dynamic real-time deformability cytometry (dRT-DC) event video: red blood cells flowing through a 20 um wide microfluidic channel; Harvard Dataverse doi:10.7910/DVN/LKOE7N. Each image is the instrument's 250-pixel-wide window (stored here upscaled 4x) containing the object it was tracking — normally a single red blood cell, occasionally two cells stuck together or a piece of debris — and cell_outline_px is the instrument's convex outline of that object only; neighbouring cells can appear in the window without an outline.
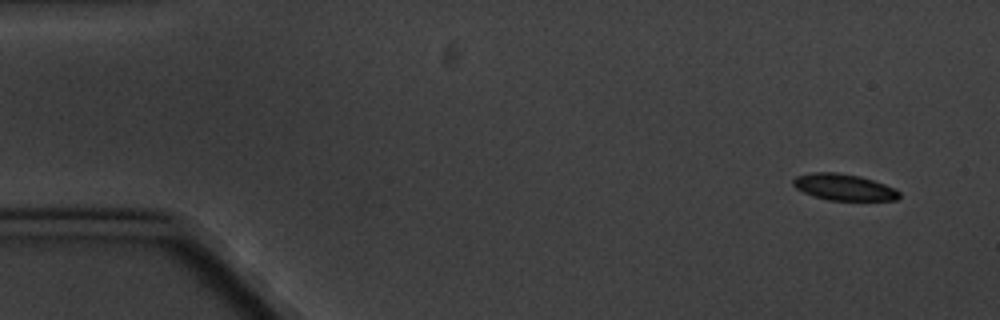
{"species": "common noctule bat (a hibernating species)", "species_latin": "Nyctalus noctula", "temperature_condition": "cold", "stored_images_in_passage": 5, "segment_of_instrument_passage": [1, 2], "camera_frame_rate_fps": 3000, "um_per_image_px": 0.085, "animal": {"sex": "male", "body_mass_g": 20.1, "forearm_length_mm": 53.5}, "frame": {"image": 1, "passage_image": 1, "time_ms": 0.0, "image_size_px": [1000, 320], "cell_outline_px": [[900, 196], [896, 200], [828, 200], [812, 196], [796, 188], [792, 184], [792, 180], [796, 176], [812, 172], [836, 172], [860, 176], [884, 184], [900, 192]], "centroid_in_image_um": [71.68, 15.9], "position_along_channel_um": 13.3, "area_um2": 16.24}}
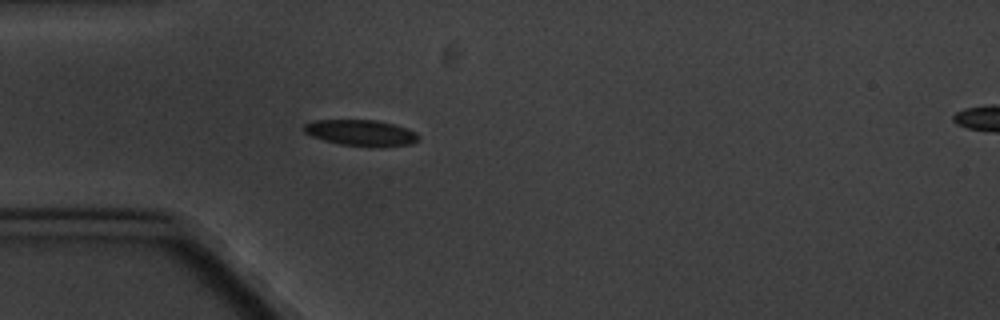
{"frame": {"image": 2, "passage_image": 4, "time_ms": 4.333, "image_size_px": [1000, 320], "cell_outline_px": [[420, 136], [412, 144], [376, 148], [372, 148], [340, 144], [324, 140], [312, 136], [304, 132], [300, 128], [304, 124], [312, 120], [376, 120], [392, 124], [416, 132]], "centroid_in_image_um": [30.64, 11.3], "position_along_channel_um": 54.4, "area_um2": 17.63}}